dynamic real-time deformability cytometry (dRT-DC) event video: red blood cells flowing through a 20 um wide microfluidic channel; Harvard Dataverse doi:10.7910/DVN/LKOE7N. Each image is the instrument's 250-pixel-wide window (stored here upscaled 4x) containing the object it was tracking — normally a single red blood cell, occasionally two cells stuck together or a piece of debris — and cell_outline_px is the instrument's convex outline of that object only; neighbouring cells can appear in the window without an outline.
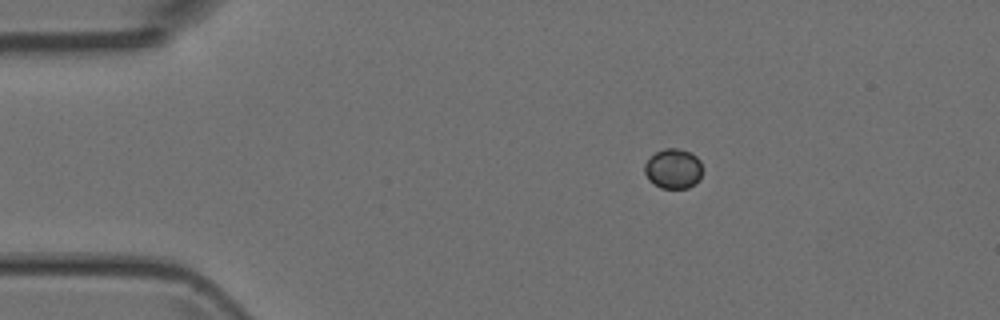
{"species": "Egyptian fruit bat (a non-hibernating species)", "species_latin": "Rousettus aegyptiacus", "temperature_condition": "room temperature", "stored_images_in_passage": 3, "camera_frame_rate_fps": 3000, "um_per_image_px": 0.085, "animal": {"sex": "female"}, "frame": {"image": 1, "passage_image": 2, "time_ms": 1.333, "image_size_px": [1000, 320], "cell_outline_px": [[700, 180], [688, 188], [660, 188], [648, 180], [644, 172], [644, 164], [656, 152], [664, 148], [676, 148], [692, 152], [700, 160]], "centroid_in_image_um": [57.21, 14.34], "position_along_channel_um": 27.8, "area_um2": 13.47}}